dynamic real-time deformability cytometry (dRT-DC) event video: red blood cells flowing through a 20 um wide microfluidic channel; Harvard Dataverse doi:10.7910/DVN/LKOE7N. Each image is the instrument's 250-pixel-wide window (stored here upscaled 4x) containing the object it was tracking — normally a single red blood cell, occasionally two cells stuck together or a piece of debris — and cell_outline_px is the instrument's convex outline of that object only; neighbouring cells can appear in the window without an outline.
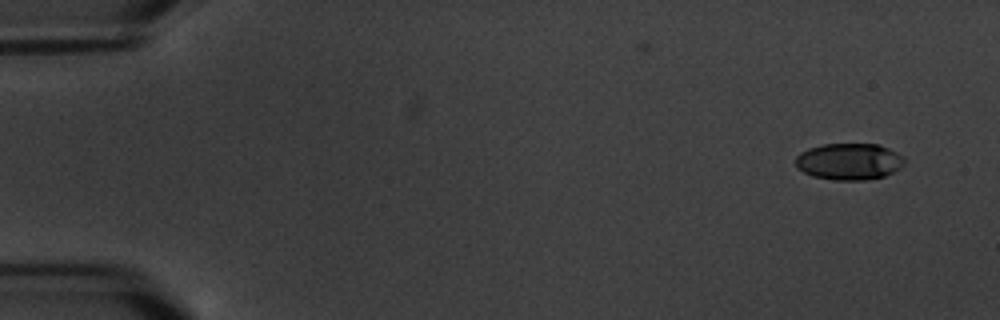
{"species": "common noctule bat (a hibernating species)", "species_latin": "Nyctalus noctula", "temperature_condition": "warm", "stored_images_in_passage": 6, "segment_of_instrument_passage": [1, 2], "camera_frame_rate_fps": 3000, "um_per_image_px": 0.085, "animal": {"sex": "male", "body_mass_g": 20.1, "forearm_length_mm": 53.5}, "frame": {"image": 1, "passage_image": 1, "time_ms": 0.0, "image_size_px": [1000, 320], "cell_outline_px": [[904, 164], [900, 168], [884, 176], [864, 180], [836, 180], [812, 176], [796, 168], [796, 156], [800, 152], [808, 148], [824, 144], [880, 144], [904, 156]], "centroid_in_image_um": [72.17, 13.72], "position_along_channel_um": 12.8, "area_um2": 23.29}}
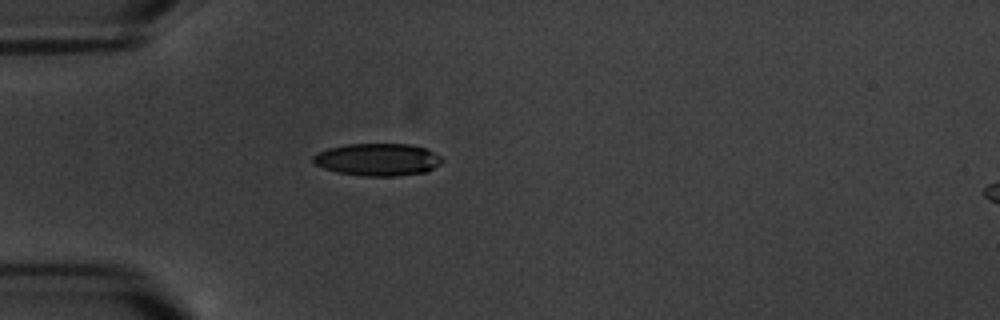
{"frame": {"image": 2, "passage_image": 5, "time_ms": 4.667, "image_size_px": [1000, 320], "cell_outline_px": [[444, 160], [440, 164], [424, 172], [396, 176], [364, 176], [336, 172], [324, 168], [316, 164], [312, 160], [312, 156], [316, 152], [328, 148], [348, 144], [408, 144], [424, 148], [440, 156]], "centroid_in_image_um": [32.06, 13.56], "position_along_channel_um": 52.9, "area_um2": 24.22}}